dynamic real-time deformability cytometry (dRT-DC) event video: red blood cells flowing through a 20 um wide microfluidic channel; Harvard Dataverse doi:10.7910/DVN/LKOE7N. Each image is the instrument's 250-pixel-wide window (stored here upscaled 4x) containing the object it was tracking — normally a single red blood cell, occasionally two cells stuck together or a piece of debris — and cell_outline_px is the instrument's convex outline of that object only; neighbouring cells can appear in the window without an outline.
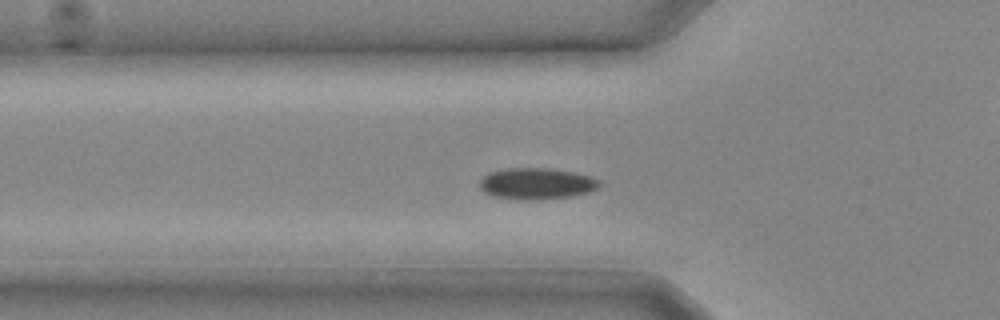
{"species": "common noctule bat (a hibernating species)", "species_latin": "Nyctalus noctula", "temperature_condition": "cold", "stored_images_in_passage": 15, "camera_frame_rate_fps": 3000, "um_per_image_px": 0.085, "animal": {"sex": "male", "body_mass_g": 20.4}, "frame": {"image": 1, "passage_image": 9, "time_ms": 2.667, "image_size_px": [1000, 320], "cell_outline_px": [[600, 184], [596, 188], [588, 192], [568, 196], [532, 200], [520, 200], [492, 196], [484, 192], [480, 188], [480, 180], [488, 172], [508, 168], [544, 168], [576, 172], [592, 176], [600, 180]], "centroid_in_image_um": [45.58, 15.6], "position_along_channel_um": 80.2, "area_um2": 21.85}}
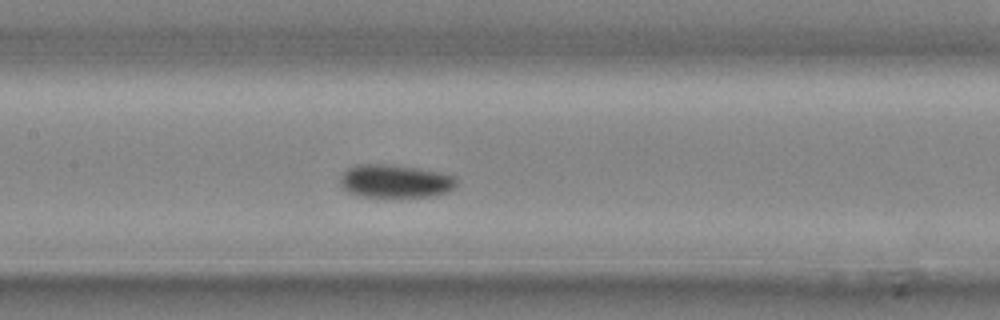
{"frame": {"image": 2, "passage_image": 13, "time_ms": 4.0, "image_size_px": [1000, 320], "cell_outline_px": [[456, 184], [448, 192], [428, 196], [360, 196], [348, 192], [340, 184], [340, 176], [348, 168], [356, 164], [388, 164], [416, 168], [440, 172], [452, 176], [456, 180]], "centroid_in_image_um": [33.54, 15.38], "position_along_channel_um": 173.9, "area_um2": 22.14}}
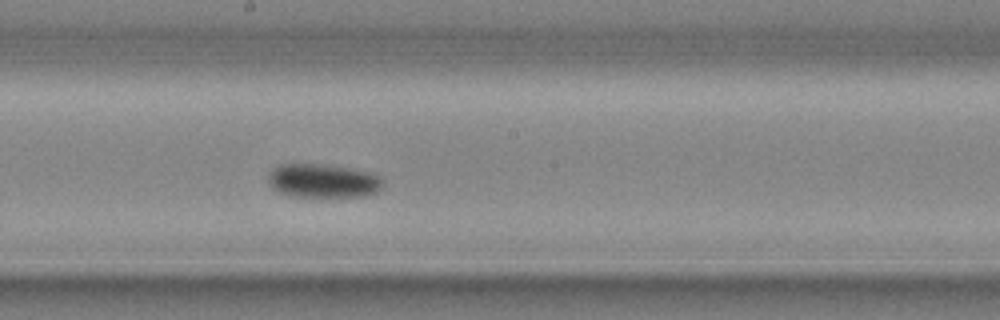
{"frame": {"image": 3, "passage_image": 15, "time_ms": 4.667, "image_size_px": [1000, 320], "cell_outline_px": [[384, 184], [376, 192], [364, 196], [288, 196], [272, 188], [268, 184], [268, 172], [272, 168], [280, 164], [324, 164], [352, 168], [372, 172], [380, 176], [384, 180]], "centroid_in_image_um": [27.45, 15.35], "position_along_channel_um": 220.7, "area_um2": 22.89}}